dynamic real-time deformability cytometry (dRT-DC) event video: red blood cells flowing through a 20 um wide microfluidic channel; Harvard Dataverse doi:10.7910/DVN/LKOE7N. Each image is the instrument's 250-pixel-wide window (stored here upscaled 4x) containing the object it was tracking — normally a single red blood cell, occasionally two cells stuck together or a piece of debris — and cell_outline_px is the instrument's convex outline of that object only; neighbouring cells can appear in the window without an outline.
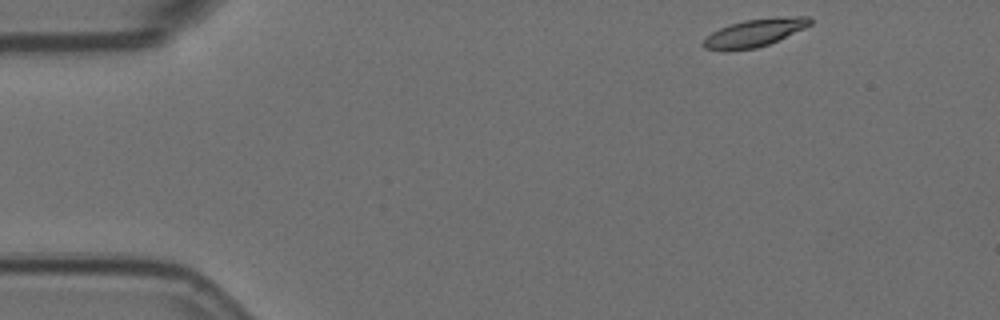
{"species": "Egyptian fruit bat (a non-hibernating species)", "species_latin": "Rousettus aegyptiacus", "temperature_condition": "room temperature", "stored_images_in_passage": 52, "camera_frame_rate_fps": 3000, "um_per_image_px": 0.085, "animal": {"sex": "female"}, "frame": {"image": 1, "passage_image": 1, "time_ms": 0.0, "image_size_px": [1000, 320], "cell_outline_px": [[812, 24], [804, 28], [768, 44], [756, 48], [704, 48], [700, 44], [712, 32], [720, 28], [744, 20], [792, 16], [812, 16]], "centroid_in_image_um": [64.22, 2.74], "position_along_channel_um": 20.8, "area_um2": 16.47}}
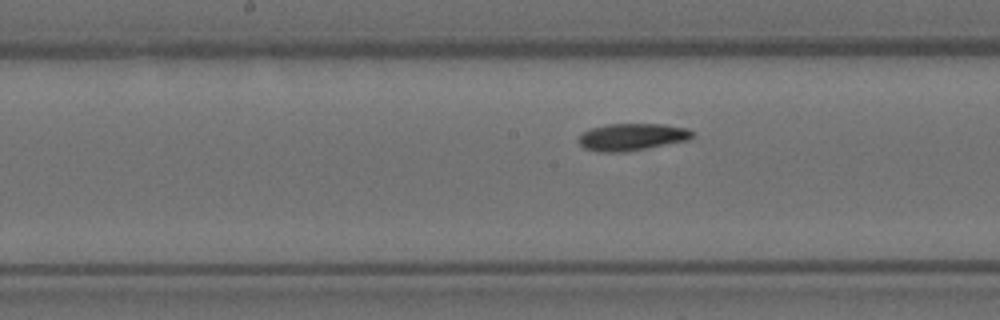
{"frame": {"image": 2, "passage_image": 23, "time_ms": 7.333, "image_size_px": [1000, 320], "cell_outline_px": [[692, 136], [688, 140], [628, 152], [600, 152], [584, 148], [576, 140], [588, 128], [608, 124], [664, 124], [688, 128], [692, 132]], "centroid_in_image_um": [53.68, 11.64], "position_along_channel_um": 194.5, "area_um2": 18.09}}
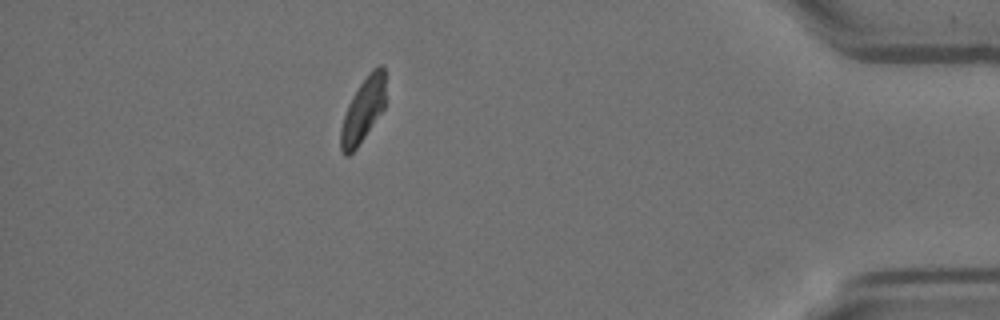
{"frame": {"image": 3, "passage_image": 45, "time_ms": 14.667, "image_size_px": [1000, 320], "cell_outline_px": [[384, 108], [356, 148], [348, 156], [344, 156], [340, 148], [340, 128], [348, 104], [352, 96], [368, 72], [372, 68], [380, 64], [384, 64]], "centroid_in_image_um": [30.84, 9.34], "position_along_channel_um": 404.4, "area_um2": 16.59}, "authors_computed_cell_mechanics": {"area_um2": 17.7157, "velocity_mm_per_s": 3.5261, "shape_relaxation_time_tau1_ms": 9.8204, "shape_relaxation_time_tau2_ms": null, "deformation_change_tau1": 0.2032, "deformation_change_tau2": null}}